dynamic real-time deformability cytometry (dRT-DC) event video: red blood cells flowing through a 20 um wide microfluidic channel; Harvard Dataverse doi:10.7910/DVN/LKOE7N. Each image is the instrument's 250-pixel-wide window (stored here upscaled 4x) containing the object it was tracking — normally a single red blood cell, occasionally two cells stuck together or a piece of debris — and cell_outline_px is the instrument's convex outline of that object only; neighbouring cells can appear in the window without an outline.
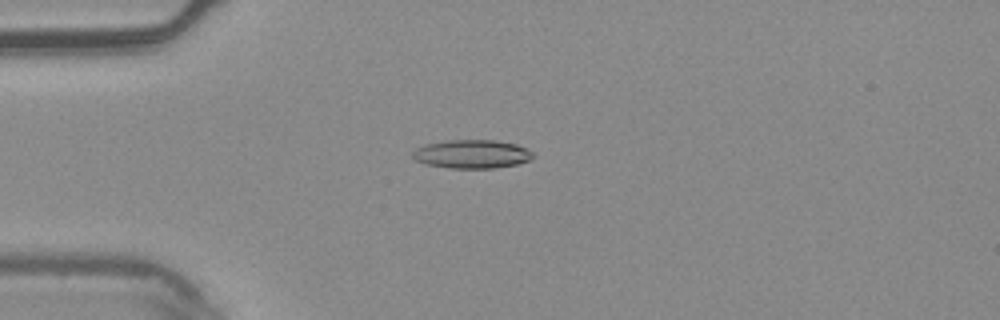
{"species": "common noctule bat (a hibernating species)", "species_latin": "Nyctalus noctula", "temperature_condition": "warm", "stored_images_in_passage": 6, "camera_frame_rate_fps": 3000, "um_per_image_px": 0.085, "animal": {"sex": "male", "body_mass_g": 20.4}, "frame": {"image": 1, "passage_image": 5, "time_ms": 1.333, "image_size_px": [1000, 320], "cell_outline_px": [[536, 156], [528, 160], [516, 164], [492, 168], [448, 168], [424, 164], [416, 160], [412, 156], [412, 152], [416, 148], [428, 144], [448, 140], [496, 140], [516, 144], [532, 152]], "centroid_in_image_um": [40.09, 13.1], "position_along_channel_um": 44.9, "area_um2": 19.94}}